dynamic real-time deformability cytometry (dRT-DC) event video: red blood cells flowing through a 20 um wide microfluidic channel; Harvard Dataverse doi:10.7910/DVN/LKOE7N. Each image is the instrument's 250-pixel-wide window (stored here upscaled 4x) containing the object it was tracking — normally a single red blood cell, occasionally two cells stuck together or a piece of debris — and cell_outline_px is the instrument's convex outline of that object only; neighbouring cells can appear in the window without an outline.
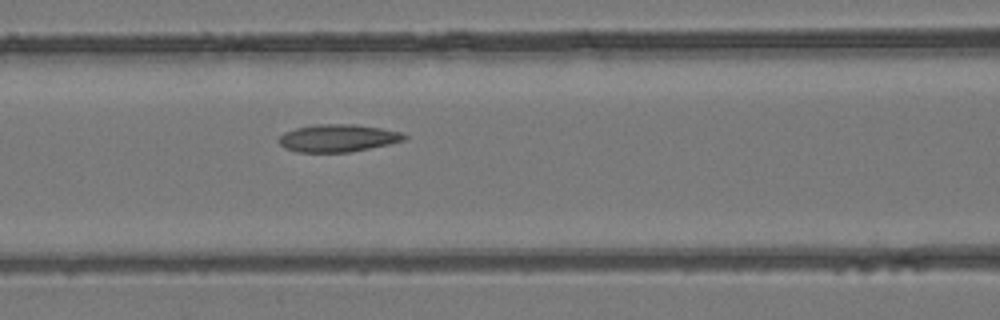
{"species": "common noctule bat (a hibernating species)", "species_latin": "Nyctalus noctula", "temperature_condition": "room temperature", "stored_images_in_passage": 14, "camera_frame_rate_fps": 3000, "um_per_image_px": 0.085, "animal": {"sex": "female", "body_mass_g": 24.6, "forearm_length_mm": 56.2}, "frame": {"image": 1, "passage_image": 10, "time_ms": 3.0, "image_size_px": [1000, 320], "cell_outline_px": [[408, 140], [352, 152], [296, 152], [284, 148], [276, 140], [284, 132], [296, 128], [316, 124], [356, 124], [380, 128], [400, 132], [408, 136]], "centroid_in_image_um": [28.72, 11.74], "position_along_channel_um": 137.9, "area_um2": 20.35}}